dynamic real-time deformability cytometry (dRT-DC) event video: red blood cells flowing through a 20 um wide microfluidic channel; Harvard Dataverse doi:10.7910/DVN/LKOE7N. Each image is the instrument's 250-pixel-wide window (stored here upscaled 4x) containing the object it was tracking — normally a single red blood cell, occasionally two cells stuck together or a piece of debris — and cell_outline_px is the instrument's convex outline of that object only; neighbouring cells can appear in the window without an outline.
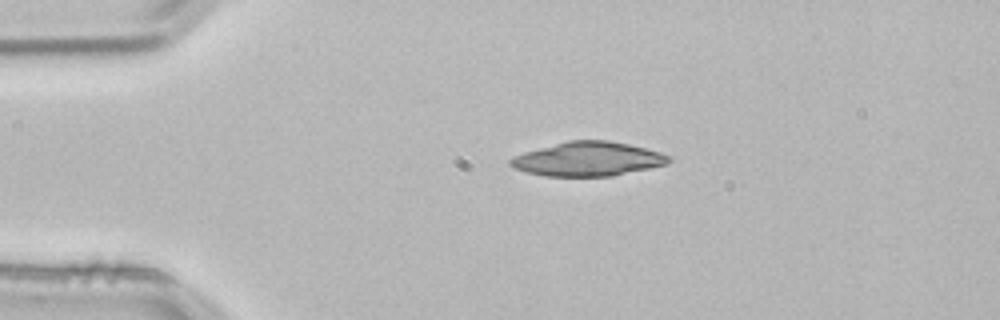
{"species": "common noctule bat (a hibernating species)", "species_latin": "Nyctalus noctula", "temperature_condition": "room temperature", "stored_images_in_passage": 2, "camera_frame_rate_fps": 3000, "um_per_image_px": 0.085, "animal": {"sex": "male", "body_mass_g": 21.5, "forearm_length_mm": 52.0}, "frame": {"image": 1, "passage_image": 1, "time_ms": 0.0, "image_size_px": [1000, 320], "cell_outline_px": [[672, 160], [668, 164], [612, 176], [544, 176], [528, 172], [516, 168], [508, 164], [508, 160], [512, 156], [524, 152], [568, 140], [608, 140], [628, 144], [660, 152], [672, 156]], "centroid_in_image_um": [49.98, 13.51], "position_along_channel_um": 35.0, "area_um2": 31.5}}